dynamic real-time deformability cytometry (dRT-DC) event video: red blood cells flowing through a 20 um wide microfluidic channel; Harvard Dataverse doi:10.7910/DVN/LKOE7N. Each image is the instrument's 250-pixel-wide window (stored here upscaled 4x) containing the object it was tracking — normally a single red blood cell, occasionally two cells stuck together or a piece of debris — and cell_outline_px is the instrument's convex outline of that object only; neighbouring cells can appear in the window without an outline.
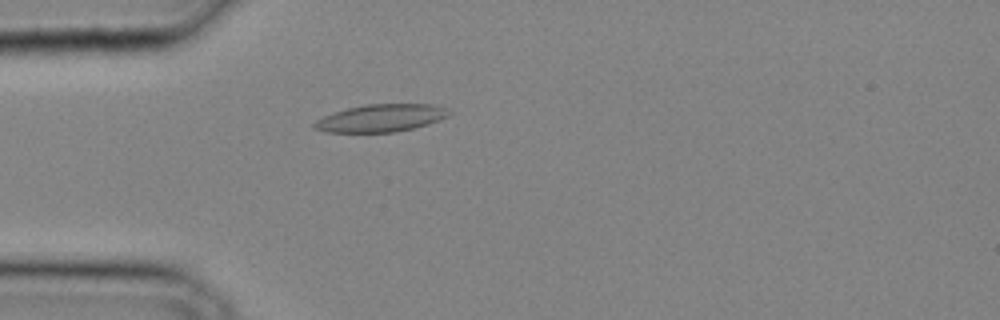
{"species": "common noctule bat (a hibernating species)", "species_latin": "Nyctalus noctula", "temperature_condition": "cold", "stored_images_in_passage": 31, "camera_frame_rate_fps": 3000, "um_per_image_px": 0.085, "animal": {"sex": "male", "body_mass_g": 20.4}, "frame": {"image": 1, "passage_image": 9, "time_ms": 2.667, "image_size_px": [1000, 320], "cell_outline_px": [[452, 112], [448, 116], [428, 124], [396, 132], [328, 132], [312, 128], [312, 124], [316, 120], [324, 116], [348, 108], [368, 104], [432, 104], [444, 108]], "centroid_in_image_um": [32.37, 10.04], "position_along_channel_um": 52.6, "area_um2": 21.39}}
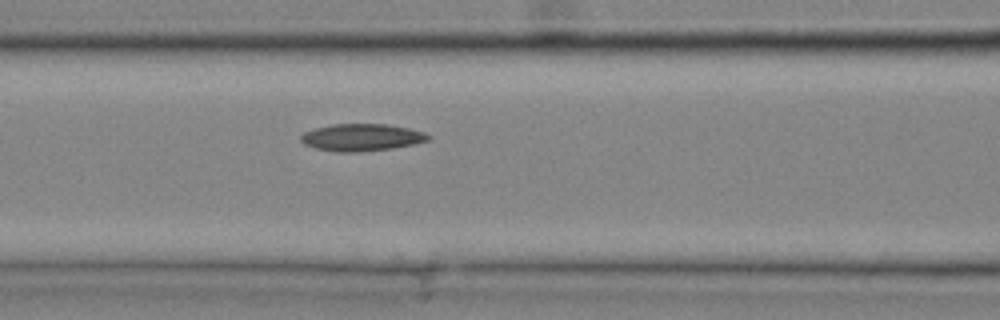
{"frame": {"image": 2, "passage_image": 14, "time_ms": 4.333, "image_size_px": [1000, 320], "cell_outline_px": [[432, 136], [428, 140], [412, 144], [392, 148], [360, 152], [336, 152], [316, 148], [304, 144], [300, 140], [300, 136], [304, 132], [316, 128], [332, 124], [388, 124], [408, 128], [424, 132]], "centroid_in_image_um": [30.73, 11.68], "position_along_channel_um": 135.9, "area_um2": 20.11}}
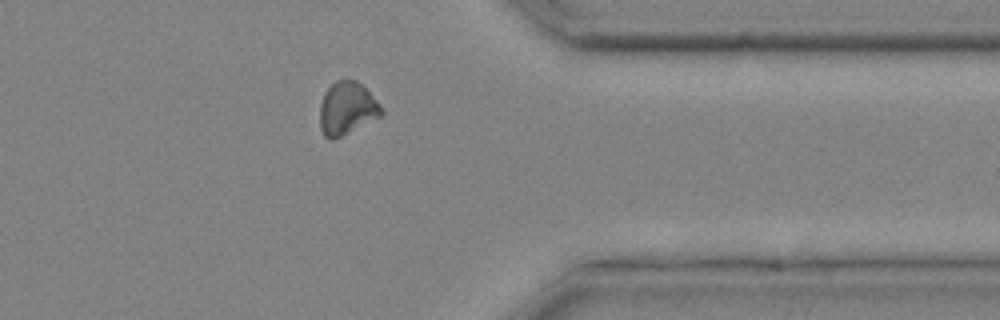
{"frame": {"image": 3, "passage_image": 28, "time_ms": 9.0, "image_size_px": [1000, 320], "cell_outline_px": [[384, 112], [380, 116], [332, 140], [328, 140], [324, 136], [320, 128], [320, 104], [324, 92], [336, 80], [356, 80], [380, 104]], "centroid_in_image_um": [29.46, 9.22], "position_along_channel_um": 381.9, "area_um2": 18.61}}